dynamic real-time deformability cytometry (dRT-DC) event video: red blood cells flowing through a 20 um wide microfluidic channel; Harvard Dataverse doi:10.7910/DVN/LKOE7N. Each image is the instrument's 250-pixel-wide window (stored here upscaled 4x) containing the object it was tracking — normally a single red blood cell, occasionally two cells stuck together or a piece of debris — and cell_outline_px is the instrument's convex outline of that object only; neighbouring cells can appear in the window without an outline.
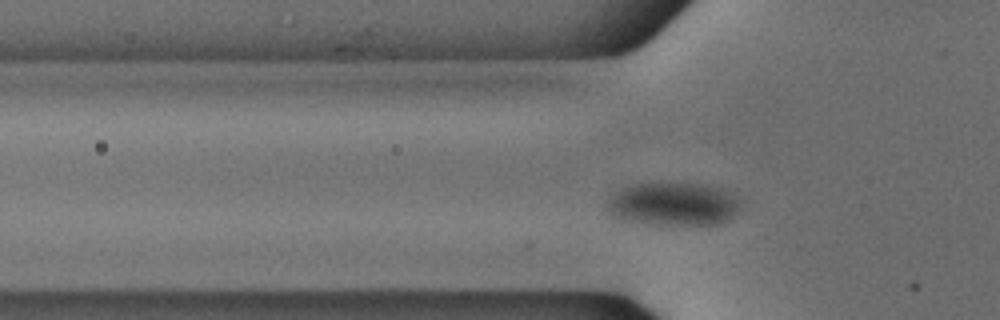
{"species": "common noctule bat (a hibernating species)", "species_latin": "Nyctalus noctula", "temperature_condition": "cold", "stored_images_in_passage": 50, "camera_frame_rate_fps": 3000, "um_per_image_px": 0.085, "animal": {"sex": "male", "body_mass_g": 18.8}, "frame": {"image": 1, "passage_image": 12, "time_ms": 3.667, "image_size_px": [1000, 320], "cell_outline_px": [[740, 204], [728, 220], [720, 224], [660, 224], [628, 220], [616, 216], [612, 212], [608, 204], [612, 196], [616, 192], [632, 184], [700, 184], [724, 188], [736, 196], [740, 200]], "centroid_in_image_um": [57.32, 17.33], "position_along_channel_um": 68.5, "area_um2": 32.6}}
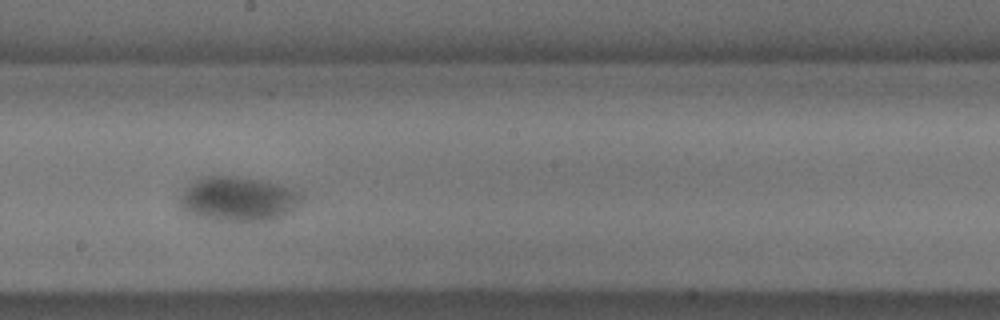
{"frame": {"image": 2, "passage_image": 25, "time_ms": 8.0, "image_size_px": [1000, 320], "cell_outline_px": [[304, 196], [288, 212], [272, 220], [212, 220], [188, 216], [180, 204], [180, 196], [196, 180], [208, 176], [232, 176], [260, 180], [280, 184], [292, 188], [300, 192]], "centroid_in_image_um": [20.22, 16.92], "position_along_channel_um": 228.0, "area_um2": 31.15}}
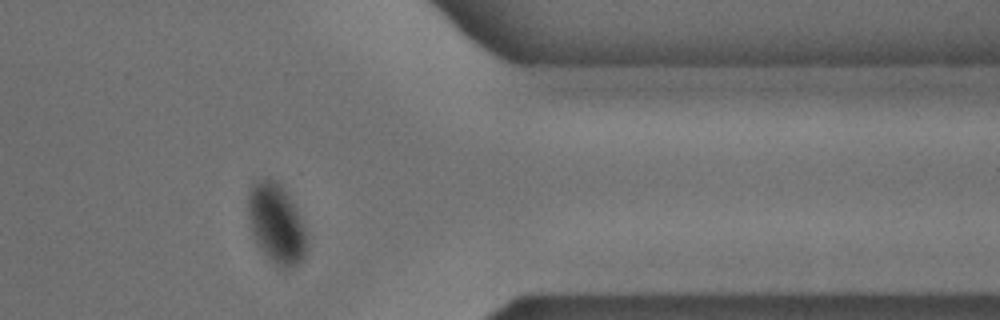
{"frame": {"image": 3, "passage_image": 39, "time_ms": 12.667, "image_size_px": [1000, 320], "cell_outline_px": [[308, 248], [304, 256], [296, 268], [284, 268], [276, 264], [256, 244], [252, 232], [248, 216], [248, 192], [252, 184], [256, 180], [276, 180], [284, 188], [296, 208], [304, 224]], "centroid_in_image_um": [23.5, 19.02], "position_along_channel_um": 387.9, "area_um2": 27.28}}